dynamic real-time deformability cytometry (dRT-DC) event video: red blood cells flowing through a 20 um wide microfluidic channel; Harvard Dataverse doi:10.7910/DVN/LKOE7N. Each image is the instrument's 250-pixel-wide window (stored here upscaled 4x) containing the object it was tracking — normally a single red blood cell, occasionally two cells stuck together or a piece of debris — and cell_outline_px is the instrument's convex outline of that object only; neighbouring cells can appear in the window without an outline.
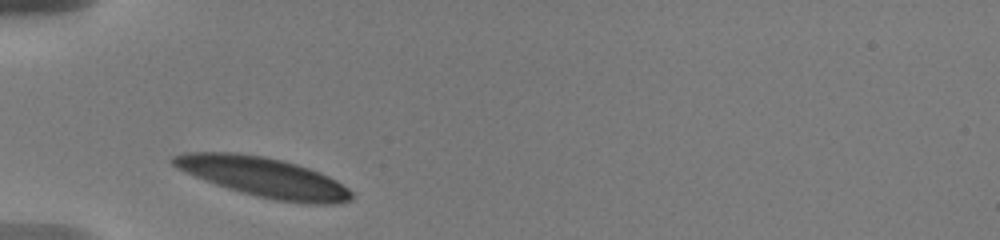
{"species": "human", "species_latin": "Homo sapiens", "temperature_condition": "warm", "stored_images_in_passage": 2, "camera_frame_rate_fps": 3000, "um_per_image_px": 0.085, "donor": {"sex": "male"}, "frame": {"image": 1, "passage_image": 1, "time_ms": 0.0, "image_size_px": [1000, 240], "cell_outline_px": [[352, 200], [336, 204], [308, 204], [276, 200], [256, 196], [240, 192], [216, 184], [176, 168], [168, 160], [172, 156], [184, 152], [232, 152], [264, 156], [296, 164], [320, 172], [336, 180], [348, 188], [352, 192]], "centroid_in_image_um": [22.4, 15.06], "position_along_channel_um": 62.6, "area_um2": 41.15}}